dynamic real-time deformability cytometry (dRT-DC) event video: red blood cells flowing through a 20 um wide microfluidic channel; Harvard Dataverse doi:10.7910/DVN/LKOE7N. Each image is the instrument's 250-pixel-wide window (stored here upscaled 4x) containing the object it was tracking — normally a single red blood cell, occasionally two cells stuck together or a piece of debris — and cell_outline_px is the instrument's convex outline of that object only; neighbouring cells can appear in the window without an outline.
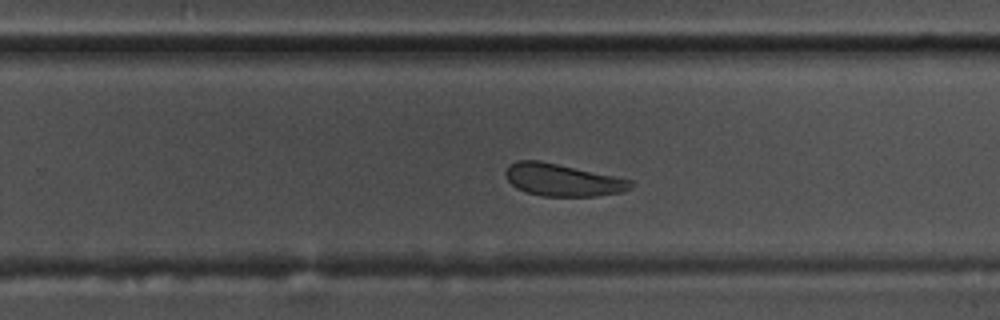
{"species": "common noctule bat (a hibernating species)", "species_latin": "Nyctalus noctula", "temperature_condition": "warm", "stored_images_in_passage": 52, "camera_frame_rate_fps": 3000, "um_per_image_px": 0.085, "animal": {"sex": "male", "body_mass_g": 17.5, "forearm_length_mm": 52.3}, "frame": {"image": 1, "passage_image": 32, "time_ms": 10.333, "image_size_px": [1000, 320], "cell_outline_px": [[636, 184], [632, 188], [624, 192], [596, 196], [544, 196], [528, 192], [516, 188], [508, 180], [504, 172], [508, 164], [516, 160], [540, 160], [632, 180]], "centroid_in_image_um": [47.83, 15.29], "position_along_channel_um": 282.0, "area_um2": 23.64}}
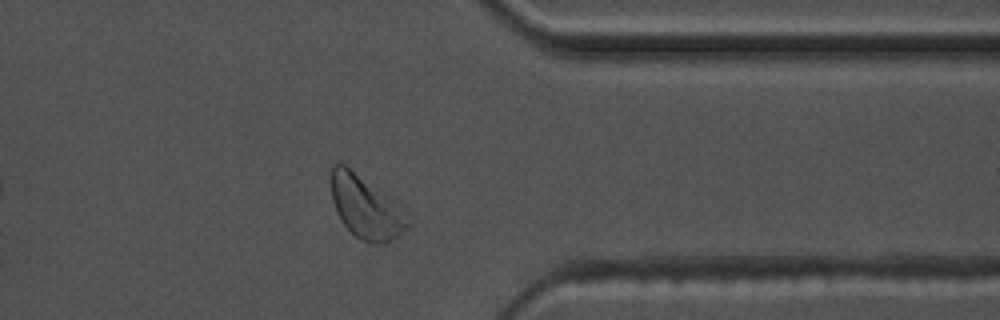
{"frame": {"image": 2, "passage_image": 41, "time_ms": 13.333, "image_size_px": [1000, 320], "cell_outline_px": [[412, 224], [408, 228], [384, 244], [368, 244], [360, 240], [344, 224], [336, 212], [332, 200], [332, 164], [340, 160], [388, 196], [408, 212]], "centroid_in_image_um": [31.12, 17.62], "position_along_channel_um": 380.3, "area_um2": 28.15}}
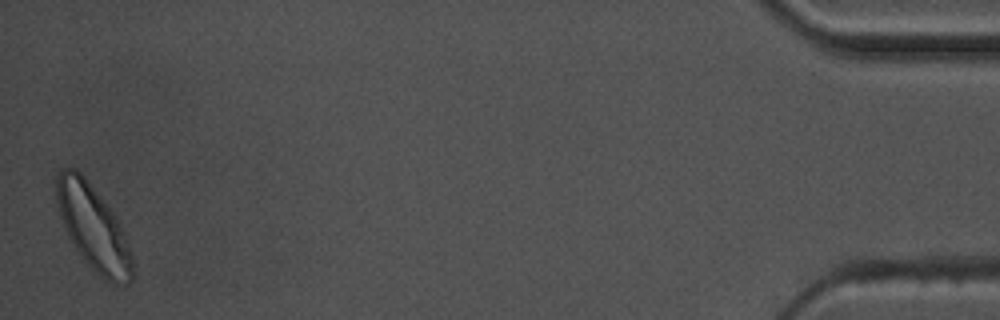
{"frame": {"image": 3, "passage_image": 52, "time_ms": 17.0, "image_size_px": [1000, 320], "cell_outline_px": [[132, 280], [128, 284], [112, 284], [104, 280], [84, 260], [72, 244], [68, 236], [60, 216], [56, 204], [56, 176], [64, 168], [72, 168], [80, 172], [84, 176], [116, 216], [124, 232], [132, 256]], "centroid_in_image_um": [7.92, 19.37], "position_along_channel_um": 427.3, "area_um2": 37.34}, "authors_computed_cell_mechanics": {"area_um2": 25.0852, "velocity_mm_per_s": 3.5425, "shape_relaxation_time_tau1_ms": 2.831, "shape_relaxation_time_tau2_ms": 6.7887, "deformation_change_tau1": 0.0912, "deformation_change_tau2": 0.141}}